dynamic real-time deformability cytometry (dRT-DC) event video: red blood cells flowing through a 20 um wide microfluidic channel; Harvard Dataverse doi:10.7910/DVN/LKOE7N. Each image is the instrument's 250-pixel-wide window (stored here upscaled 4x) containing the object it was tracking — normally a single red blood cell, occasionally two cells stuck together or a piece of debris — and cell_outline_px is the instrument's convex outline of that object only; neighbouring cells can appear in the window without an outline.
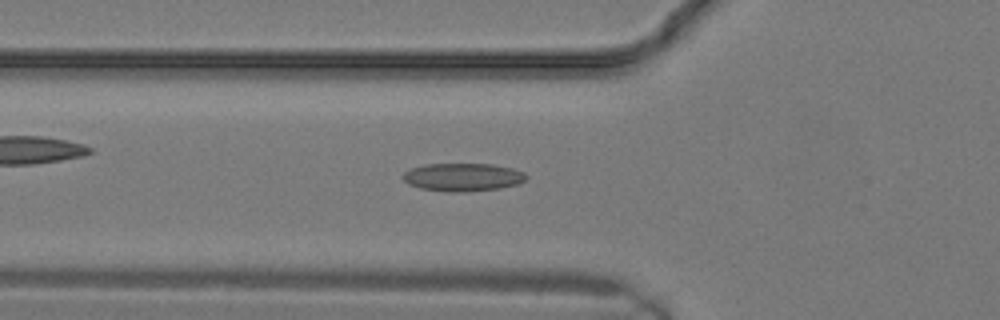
{"species": "common noctule bat (a hibernating species)", "species_latin": "Nyctalus noctula", "temperature_condition": "warm", "stored_images_in_passage": 4, "camera_frame_rate_fps": 3000, "um_per_image_px": 0.085, "animal": {"sex": "male", "body_mass_g": 19.2, "forearm_length_mm": 51.8}, "frame": {"image": 1, "passage_image": 2, "time_ms": 0.333, "image_size_px": [1000, 320], "cell_outline_px": [[528, 176], [524, 180], [516, 184], [500, 188], [464, 192], [452, 192], [420, 188], [408, 184], [404, 180], [404, 172], [412, 168], [424, 164], [492, 164], [512, 168], [524, 172]], "centroid_in_image_um": [39.34, 15.05], "position_along_channel_um": 86.5, "area_um2": 20.0}}
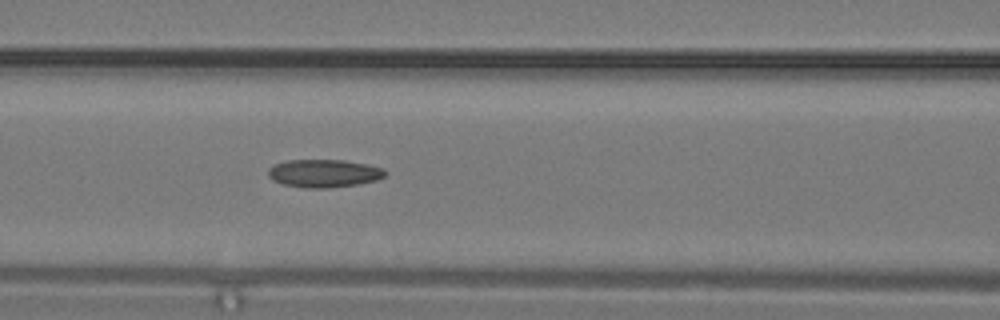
{"frame": {"image": 2, "passage_image": 4, "time_ms": 1.0, "image_size_px": [1000, 320], "cell_outline_px": [[388, 172], [384, 176], [376, 180], [356, 184], [328, 188], [308, 188], [284, 184], [272, 180], [268, 176], [268, 168], [272, 164], [288, 160], [344, 160], [368, 164], [384, 168]], "centroid_in_image_um": [27.53, 14.72], "position_along_channel_um": 139.1, "area_um2": 19.13}}